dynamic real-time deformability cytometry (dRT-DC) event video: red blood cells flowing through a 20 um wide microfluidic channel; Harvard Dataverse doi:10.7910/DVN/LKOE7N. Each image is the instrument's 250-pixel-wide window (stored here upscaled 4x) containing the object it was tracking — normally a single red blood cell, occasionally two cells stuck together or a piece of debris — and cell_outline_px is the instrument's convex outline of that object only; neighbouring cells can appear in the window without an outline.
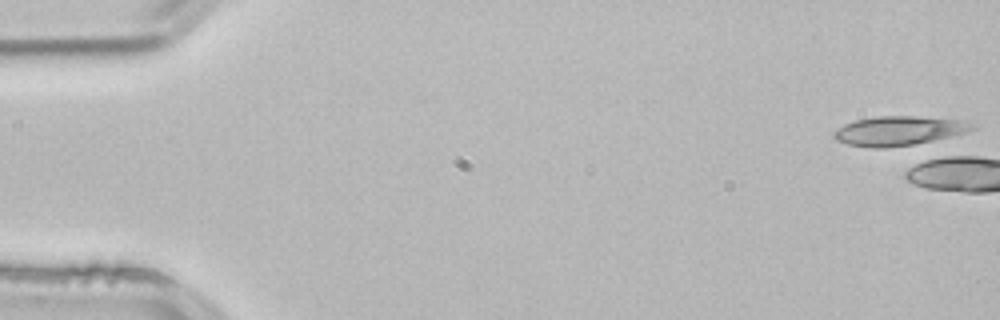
{"species": "common noctule bat (a hibernating species)", "species_latin": "Nyctalus noctula", "temperature_condition": "room temperature", "stored_images_in_passage": 5, "camera_frame_rate_fps": 3000, "um_per_image_px": 0.085, "animal": {"sex": "male", "body_mass_g": 21.5, "forearm_length_mm": 52.0}, "frame": {"image": 1, "passage_image": 1, "time_ms": 0.0, "image_size_px": [1000, 320], "cell_outline_px": [[976, 128], [968, 132], [944, 140], [924, 144], [884, 148], [872, 148], [848, 144], [836, 140], [832, 136], [844, 124], [856, 120], [876, 116], [912, 116], [964, 120], [976, 124]], "centroid_in_image_um": [76.53, 11.14], "position_along_channel_um": 8.5, "area_um2": 24.28}}
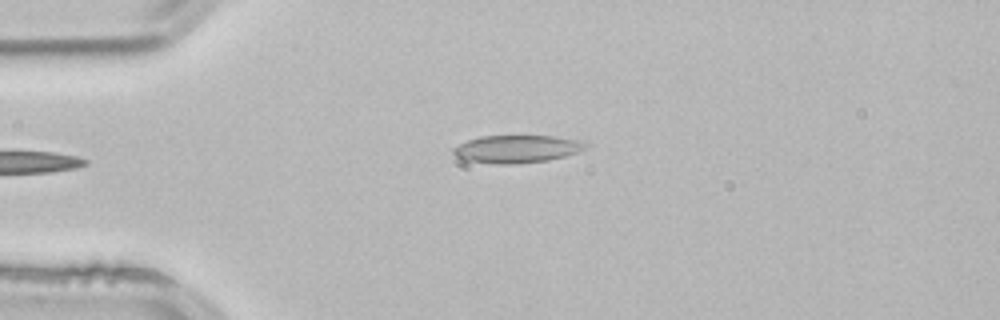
{"frame": {"image": 2, "passage_image": 5, "time_ms": 1.333, "image_size_px": [1000, 320], "cell_outline_px": [[588, 144], [584, 148], [576, 152], [564, 156], [548, 160], [512, 164], [500, 164], [464, 160], [456, 156], [452, 152], [452, 148], [468, 140], [480, 136], [552, 136], [576, 140]], "centroid_in_image_um": [43.87, 12.66], "position_along_channel_um": 41.1, "area_um2": 20.98}}